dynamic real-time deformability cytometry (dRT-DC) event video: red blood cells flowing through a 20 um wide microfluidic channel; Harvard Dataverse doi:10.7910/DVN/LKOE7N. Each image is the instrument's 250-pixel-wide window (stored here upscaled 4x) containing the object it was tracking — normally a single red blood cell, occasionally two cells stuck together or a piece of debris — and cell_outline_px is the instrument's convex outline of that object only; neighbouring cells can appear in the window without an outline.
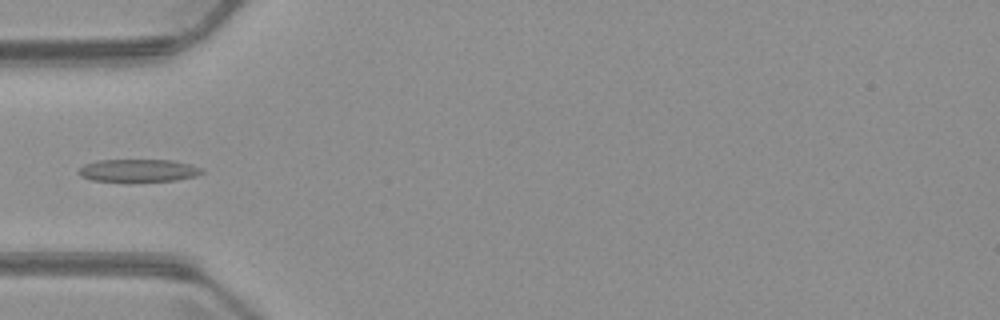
{"species": "common noctule bat (a hibernating species)", "species_latin": "Nyctalus noctula", "temperature_condition": "warm", "stored_images_in_passage": 4, "camera_frame_rate_fps": 3000, "um_per_image_px": 0.085, "animal": {"sex": "male", "body_mass_g": 23.1, "forearm_length_mm": 52.7}, "frame": {"image": 1, "passage_image": 4, "time_ms": 3.667, "image_size_px": [1000, 320], "cell_outline_px": [[204, 172], [196, 176], [176, 180], [92, 180], [80, 176], [80, 168], [84, 164], [96, 160], [176, 160], [192, 164], [204, 168]], "centroid_in_image_um": [11.84, 14.46], "position_along_channel_um": 73.2, "area_um2": 16.01}}